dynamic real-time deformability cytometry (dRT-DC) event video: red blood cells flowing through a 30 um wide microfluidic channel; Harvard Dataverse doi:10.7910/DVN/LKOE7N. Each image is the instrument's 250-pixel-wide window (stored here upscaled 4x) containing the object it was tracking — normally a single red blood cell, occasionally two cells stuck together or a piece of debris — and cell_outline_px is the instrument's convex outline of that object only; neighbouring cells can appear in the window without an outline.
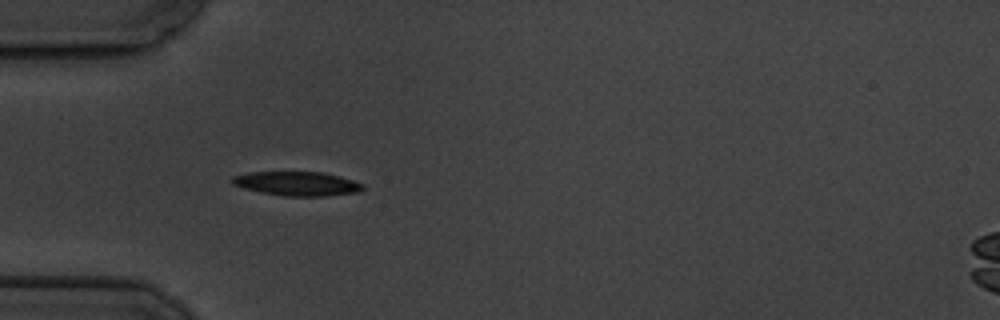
{"species": "common noctule bat (a hibernating species)", "species_latin": "Nyctalus noctula", "temperature_condition": "cold", "stored_images_in_passage": 7, "camera_frame_rate_fps": 3000, "um_per_image_px": 0.085, "animal": {"sex": "male", "body_mass_g": 19.5, "forearm_length_mm": 54.6}, "frame": {"image": 1, "passage_image": 5, "time_ms": 5.333, "image_size_px": [1000, 320], "cell_outline_px": [[364, 188], [360, 192], [324, 196], [284, 196], [260, 192], [244, 188], [232, 184], [232, 176], [248, 172], [324, 172], [340, 176], [364, 184]], "centroid_in_image_um": [25.27, 15.61], "position_along_channel_um": 59.7, "area_um2": 18.44}}
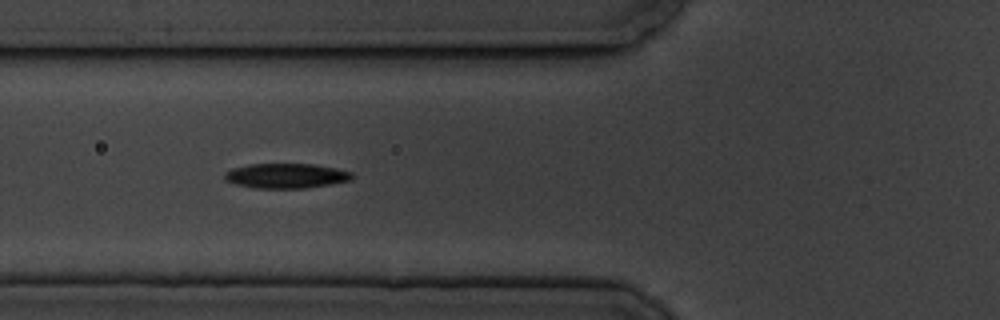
{"frame": {"image": 2, "passage_image": 6, "time_ms": 6.667, "image_size_px": [1000, 320], "cell_outline_px": [[356, 176], [352, 180], [332, 184], [304, 188], [252, 188], [236, 184], [224, 180], [224, 172], [232, 168], [248, 164], [316, 164], [336, 168], [352, 172]], "centroid_in_image_um": [24.34, 14.94], "position_along_channel_um": 101.5, "area_um2": 18.73}}
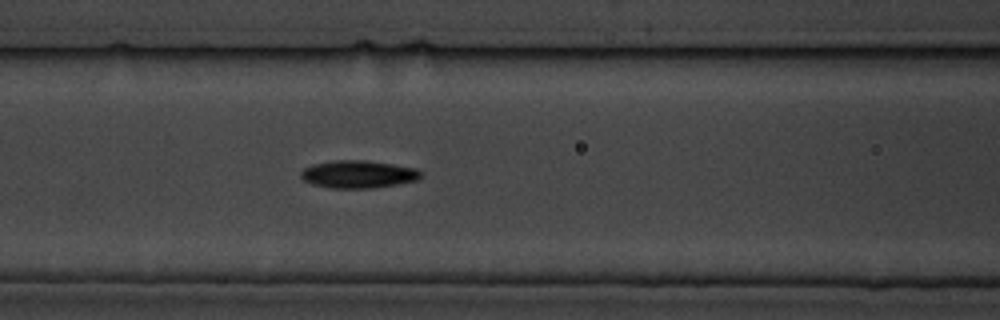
{"frame": {"image": 3, "passage_image": 7, "time_ms": 7.667, "image_size_px": [1000, 320], "cell_outline_px": [[420, 176], [416, 180], [396, 184], [372, 188], [328, 188], [312, 184], [304, 180], [300, 176], [300, 172], [304, 168], [312, 164], [336, 160], [364, 160], [392, 164], [416, 168], [420, 172]], "centroid_in_image_um": [30.39, 14.81], "position_along_channel_um": 136.2, "area_um2": 19.19}}